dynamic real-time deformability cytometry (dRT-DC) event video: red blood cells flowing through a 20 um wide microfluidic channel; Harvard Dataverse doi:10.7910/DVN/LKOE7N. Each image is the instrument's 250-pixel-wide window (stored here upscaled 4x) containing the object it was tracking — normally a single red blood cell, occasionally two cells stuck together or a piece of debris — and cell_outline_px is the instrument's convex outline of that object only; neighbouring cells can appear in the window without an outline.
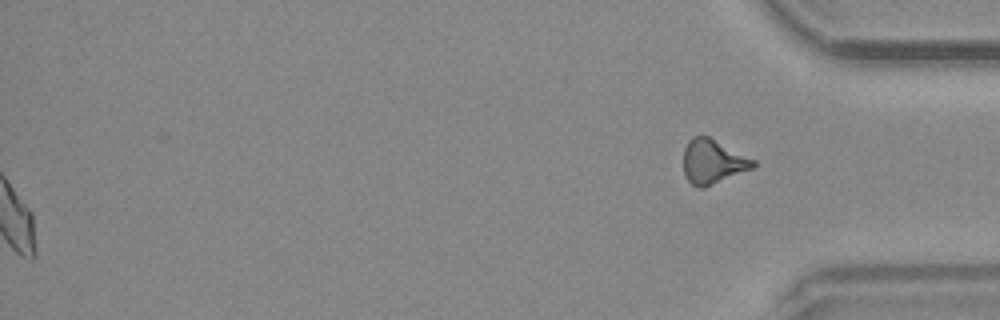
{"species": "common noctule bat (a hibernating species)", "species_latin": "Nyctalus noctula", "temperature_condition": "warm", "stored_images_in_passage": 51, "segment_of_instrument_passage": [2, 2], "camera_frame_rate_fps": 3000, "um_per_image_px": 0.085, "animal": {"sex": "male", "body_mass_g": 20.4}, "frame": {"image": 1, "passage_image": 51, "time_ms": 16.667, "image_size_px": [1000, 320], "cell_outline_px": [[760, 164], [752, 168], [704, 188], [700, 188], [692, 184], [684, 176], [684, 148], [688, 140], [692, 136], [708, 136], [756, 160]], "centroid_in_image_um": [60.59, 13.73], "position_along_channel_um": 374.6, "area_um2": 18.03}}